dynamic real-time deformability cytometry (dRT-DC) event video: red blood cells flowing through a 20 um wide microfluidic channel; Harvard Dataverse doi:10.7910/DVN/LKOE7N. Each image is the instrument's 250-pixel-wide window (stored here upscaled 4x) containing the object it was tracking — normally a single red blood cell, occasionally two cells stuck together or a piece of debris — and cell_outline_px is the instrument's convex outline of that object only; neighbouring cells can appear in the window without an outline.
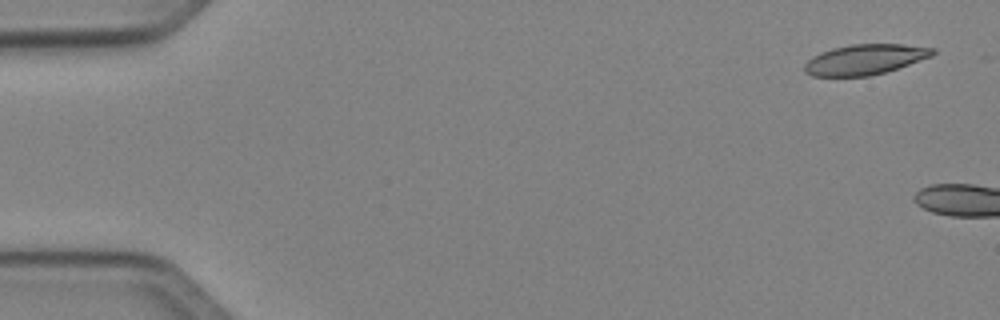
{"species": "Egyptian fruit bat (a non-hibernating species)", "species_latin": "Rousettus aegyptiacus", "temperature_condition": "cold", "stored_images_in_passage": 3, "camera_frame_rate_fps": 3000, "um_per_image_px": 0.085, "animal": {"sex": "female"}, "frame": {"image": 1, "passage_image": 1, "time_ms": 0.0, "image_size_px": [1000, 320], "cell_outline_px": [[936, 52], [932, 56], [884, 72], [868, 76], [812, 76], [804, 72], [804, 64], [812, 56], [820, 52], [832, 48], [852, 44], [904, 44], [936, 48]], "centroid_in_image_um": [73.5, 5.04], "position_along_channel_um": 11.5, "area_um2": 22.6}}